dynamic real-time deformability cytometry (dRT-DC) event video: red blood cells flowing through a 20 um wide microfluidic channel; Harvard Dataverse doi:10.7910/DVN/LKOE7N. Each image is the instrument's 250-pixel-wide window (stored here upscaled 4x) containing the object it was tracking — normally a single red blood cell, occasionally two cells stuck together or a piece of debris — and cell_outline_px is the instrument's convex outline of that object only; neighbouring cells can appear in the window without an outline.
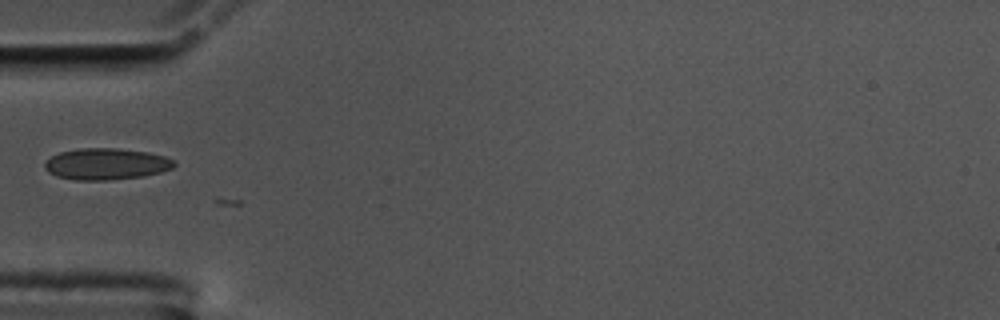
{"species": "common noctule bat (a hibernating species)", "species_latin": "Nyctalus noctula", "temperature_condition": "cold", "stored_images_in_passage": 14, "camera_frame_rate_fps": 3000, "um_per_image_px": 0.085, "animal": {"sex": "male", "body_mass_g": 17.5, "forearm_length_mm": 52.3}, "frame": {"image": 1, "passage_image": 11, "time_ms": 3.333, "image_size_px": [1000, 320], "cell_outline_px": [[176, 164], [172, 168], [160, 172], [144, 176], [108, 180], [76, 180], [56, 176], [48, 172], [44, 168], [44, 164], [52, 156], [60, 152], [80, 148], [116, 148], [148, 152], [164, 156], [172, 160]], "centroid_in_image_um": [9.01, 13.94], "position_along_channel_um": 76.0, "area_um2": 23.64}}